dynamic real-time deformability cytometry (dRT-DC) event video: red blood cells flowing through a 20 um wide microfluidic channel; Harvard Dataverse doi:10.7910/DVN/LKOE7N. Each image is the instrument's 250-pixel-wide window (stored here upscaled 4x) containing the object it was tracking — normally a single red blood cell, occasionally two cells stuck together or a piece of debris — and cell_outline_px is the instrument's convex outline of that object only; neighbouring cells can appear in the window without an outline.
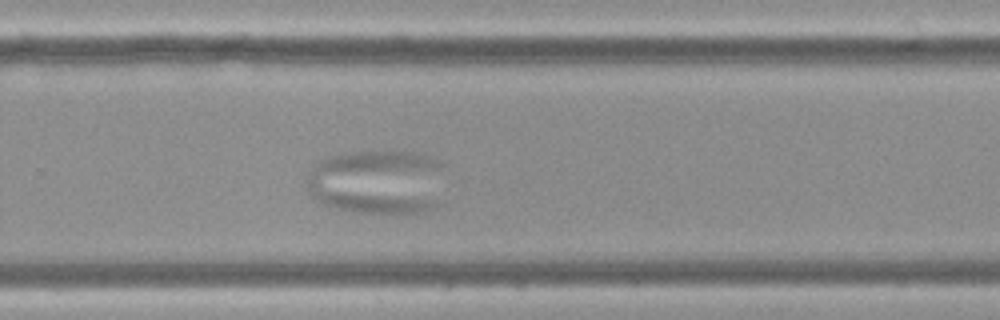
{"species": "Egyptian fruit bat (a non-hibernating species)", "species_latin": "Rousettus aegyptiacus", "temperature_condition": "cold", "stored_images_in_passage": 39, "camera_frame_rate_fps": 3000, "um_per_image_px": 0.085, "frame": {"image": 1, "passage_image": 34, "time_ms": 11.0, "image_size_px": [1000, 320], "cell_outline_px": [[436, 208], [404, 216], [360, 212], [336, 208], [324, 204], [316, 200], [304, 188], [304, 184], [312, 168], [320, 160], [332, 156], [356, 152], [392, 148], [412, 152], [436, 160]], "centroid_in_image_um": [31.93, 15.48], "position_along_channel_um": 297.9, "area_um2": 52.02}}